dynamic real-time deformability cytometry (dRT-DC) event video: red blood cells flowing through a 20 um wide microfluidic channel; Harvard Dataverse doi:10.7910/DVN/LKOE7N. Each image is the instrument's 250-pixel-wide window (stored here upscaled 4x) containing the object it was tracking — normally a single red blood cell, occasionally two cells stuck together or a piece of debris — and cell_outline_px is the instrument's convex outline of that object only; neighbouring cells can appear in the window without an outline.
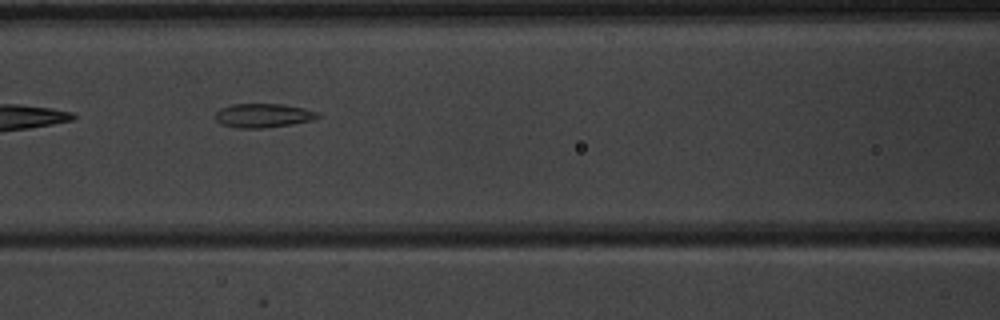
{"species": "common noctule bat (a hibernating species)", "species_latin": "Nyctalus noctula", "temperature_condition": "warm", "stored_images_in_passage": 9, "camera_frame_rate_fps": 3000, "um_per_image_px": 0.085, "animal": {"sex": "male", "body_mass_g": 20.1, "forearm_length_mm": 53.5}, "frame": {"image": 1, "passage_image": 6, "time_ms": 6.667, "image_size_px": [1000, 320], "cell_outline_px": [[320, 116], [312, 120], [292, 124], [264, 128], [236, 128], [220, 124], [216, 120], [216, 112], [220, 108], [232, 104], [284, 104], [304, 108], [316, 112]], "centroid_in_image_um": [22.34, 9.82], "position_along_channel_um": 144.3, "area_um2": 14.33}}
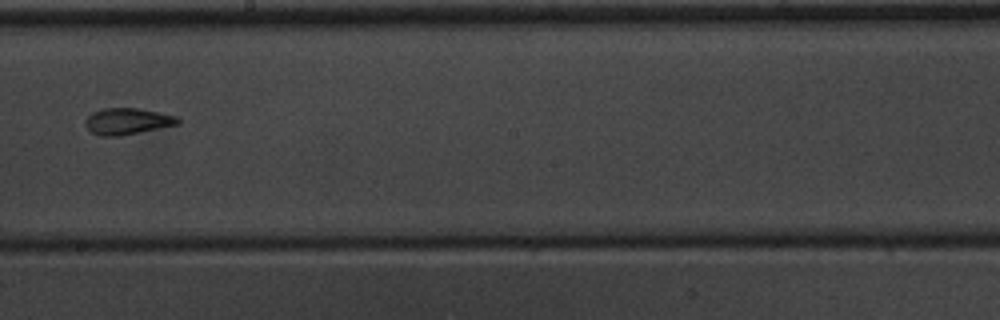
{"frame": {"image": 2, "passage_image": 8, "time_ms": 9.0, "image_size_px": [1000, 320], "cell_outline_px": [[180, 124], [120, 136], [104, 136], [92, 132], [84, 124], [84, 120], [92, 112], [104, 108], [136, 108], [176, 116], [180, 120]], "centroid_in_image_um": [10.81, 10.31], "position_along_channel_um": 237.4, "area_um2": 14.1}}
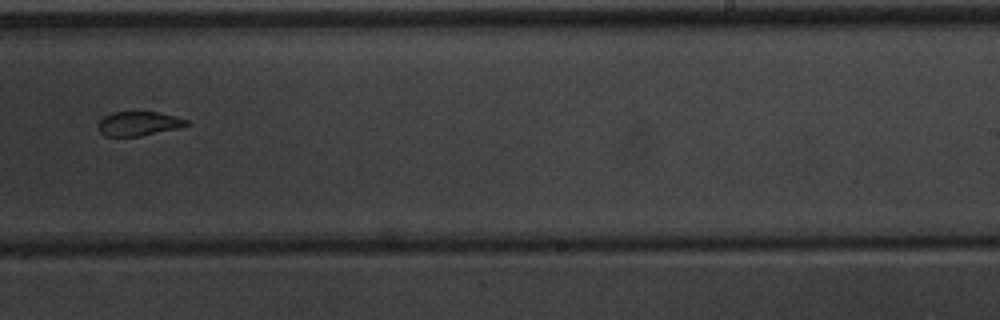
{"frame": {"image": 3, "passage_image": 9, "time_ms": 10.0, "image_size_px": [1000, 320], "cell_outline_px": [[192, 124], [180, 128], [140, 136], [104, 136], [96, 128], [100, 120], [104, 116], [112, 112], [156, 112], [176, 116], [188, 120]], "centroid_in_image_um": [11.8, 10.51], "position_along_channel_um": 277.2, "area_um2": 12.66}}